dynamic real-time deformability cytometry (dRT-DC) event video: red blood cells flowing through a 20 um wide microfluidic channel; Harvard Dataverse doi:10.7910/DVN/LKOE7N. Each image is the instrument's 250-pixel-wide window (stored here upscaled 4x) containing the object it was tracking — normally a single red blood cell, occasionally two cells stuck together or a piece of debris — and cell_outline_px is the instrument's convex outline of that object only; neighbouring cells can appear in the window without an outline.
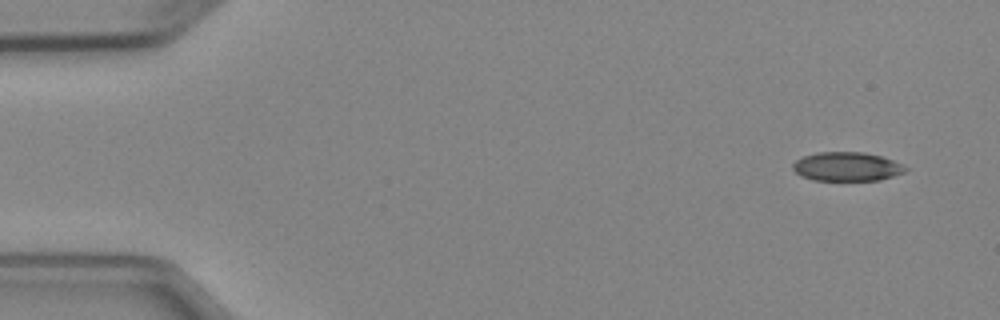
{"species": "Egyptian fruit bat (a non-hibernating species)", "species_latin": "Rousettus aegyptiacus", "temperature_condition": "cold", "stored_images_in_passage": 4, "camera_frame_rate_fps": 3000, "um_per_image_px": 0.085, "animal": {"sex": "female"}, "frame": {"image": 1, "passage_image": 1, "time_ms": 0.0, "image_size_px": [1000, 320], "cell_outline_px": [[908, 168], [904, 172], [880, 180], [812, 180], [800, 176], [792, 168], [792, 164], [796, 160], [804, 156], [816, 152], [864, 152], [880, 156], [892, 160]], "centroid_in_image_um": [71.94, 14.16], "position_along_channel_um": 13.1, "area_um2": 18.9}}